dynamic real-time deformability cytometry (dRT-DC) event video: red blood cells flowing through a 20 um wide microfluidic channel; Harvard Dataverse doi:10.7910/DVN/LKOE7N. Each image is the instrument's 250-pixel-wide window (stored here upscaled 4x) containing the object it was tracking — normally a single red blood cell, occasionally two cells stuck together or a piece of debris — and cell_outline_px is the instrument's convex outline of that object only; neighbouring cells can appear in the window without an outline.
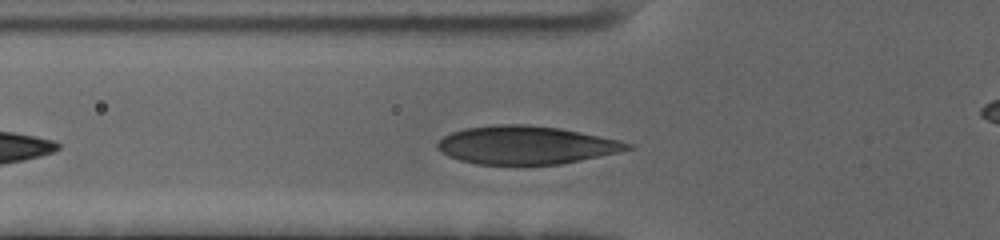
{"species": "human", "species_latin": "Homo sapiens", "temperature_condition": "cold", "stored_images_in_passage": 35, "camera_frame_rate_fps": 3000, "um_per_image_px": 0.085, "donor": {"sex": "female"}, "frame": {"image": 1, "passage_image": 7, "time_ms": 2.0, "image_size_px": [1000, 240], "cell_outline_px": [[636, 148], [580, 160], [560, 164], [476, 164], [460, 160], [448, 156], [440, 152], [436, 148], [436, 144], [444, 136], [452, 132], [464, 128], [496, 124], [524, 124], [560, 128], [620, 140], [632, 144]], "centroid_in_image_um": [44.69, 12.32], "position_along_channel_um": 81.1, "area_um2": 42.19}}
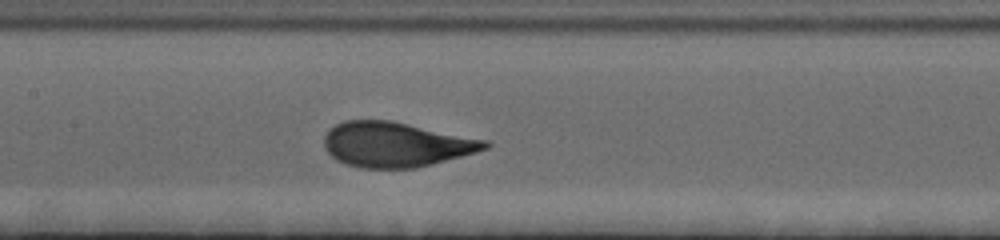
{"frame": {"image": 2, "passage_image": 15, "time_ms": 4.667, "image_size_px": [1000, 240], "cell_outline_px": [[492, 144], [488, 148], [476, 152], [432, 164], [416, 168], [360, 168], [344, 164], [336, 160], [324, 148], [324, 136], [336, 124], [344, 120], [392, 120], [488, 140]], "centroid_in_image_um": [33.66, 12.28], "position_along_channel_um": 173.7, "area_um2": 42.31}}
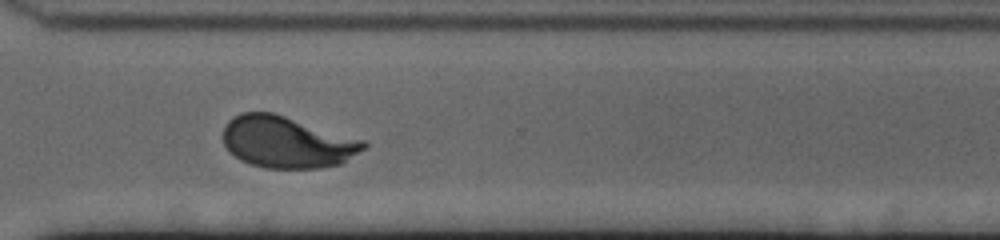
{"frame": {"image": 3, "passage_image": 30, "time_ms": 9.667, "image_size_px": [1000, 240], "cell_outline_px": [[368, 144], [364, 148], [340, 164], [320, 168], [264, 168], [240, 160], [224, 144], [224, 124], [232, 116], [240, 112], [272, 112], [364, 140]], "centroid_in_image_um": [24.36, 12.07], "position_along_channel_um": 346.2, "area_um2": 41.96}, "authors_computed_cell_mechanics": {"area_um2": 42.0206, "velocity_mm_per_s": 3.4579, "shape_relaxation_time_tau1_ms": 3.5733, "shape_relaxation_time_tau2_ms": null, "deformation_change_tau1": 0.1662, "deformation_change_tau2": null}}